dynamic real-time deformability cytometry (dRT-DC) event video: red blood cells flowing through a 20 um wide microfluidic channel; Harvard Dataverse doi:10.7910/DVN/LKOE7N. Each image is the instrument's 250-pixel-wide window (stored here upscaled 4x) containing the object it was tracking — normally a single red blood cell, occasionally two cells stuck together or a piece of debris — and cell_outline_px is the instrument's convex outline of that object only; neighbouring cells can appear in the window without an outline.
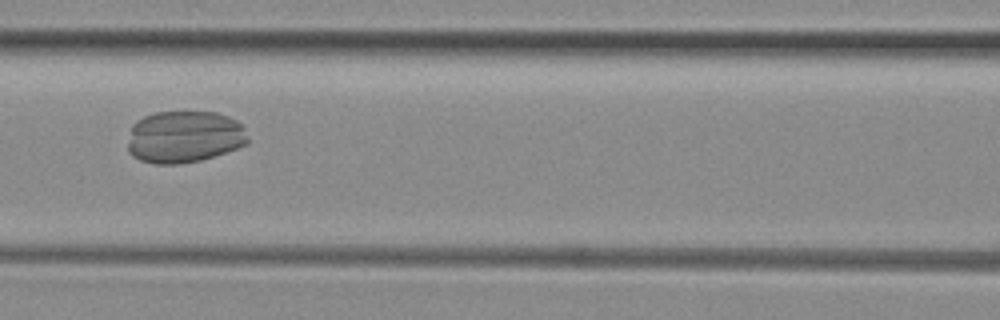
{"species": "common noctule bat (a hibernating species)", "species_latin": "Nyctalus noctula", "temperature_condition": "room temperature", "stored_images_in_passage": 39, "segment_of_instrument_passage": [1, 2], "camera_frame_rate_fps": 3000, "um_per_image_px": 0.085, "animal": {"sex": "female", "body_mass_g": 29.2, "forearm_length_mm": 56.3}, "frame": {"image": 1, "passage_image": 11, "time_ms": 3.333, "image_size_px": [1000, 320], "cell_outline_px": [[248, 144], [200, 160], [180, 164], [156, 164], [140, 160], [132, 156], [128, 152], [128, 144], [132, 124], [136, 120], [144, 116], [156, 112], [216, 112], [228, 116], [244, 124], [248, 140]], "centroid_in_image_um": [15.66, 11.62], "position_along_channel_um": 150.9, "area_um2": 36.65}}
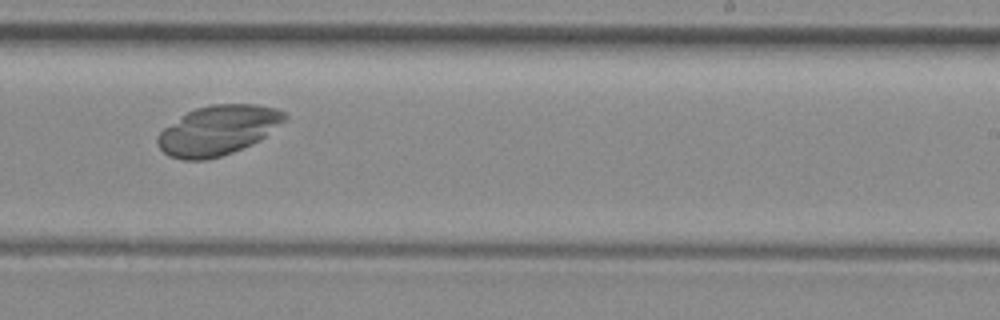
{"frame": {"image": 2, "passage_image": 20, "time_ms": 6.333, "image_size_px": [1000, 320], "cell_outline_px": [[288, 120], [260, 140], [252, 144], [232, 152], [208, 160], [184, 160], [168, 156], [156, 144], [156, 136], [164, 128], [188, 112], [196, 108], [212, 104], [256, 104], [276, 108], [288, 112]], "centroid_in_image_um": [18.57, 11.07], "position_along_channel_um": 270.4, "area_um2": 36.99}}
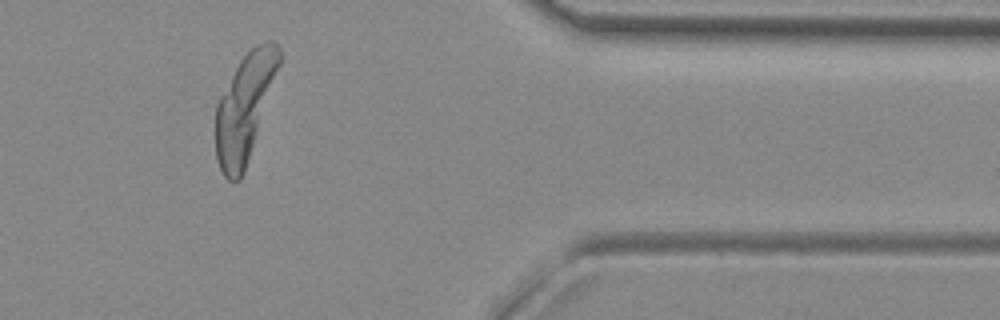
{"frame": {"image": 3, "passage_image": 31, "time_ms": 10.0, "image_size_px": [1000, 320], "cell_outline_px": [[284, 56], [244, 172], [240, 180], [236, 184], [232, 184], [220, 172], [216, 160], [216, 104], [220, 96], [240, 60], [256, 44], [264, 40], [272, 40], [280, 48]], "centroid_in_image_um": [20.82, 9.13], "position_along_channel_um": 390.6, "area_um2": 39.88}}